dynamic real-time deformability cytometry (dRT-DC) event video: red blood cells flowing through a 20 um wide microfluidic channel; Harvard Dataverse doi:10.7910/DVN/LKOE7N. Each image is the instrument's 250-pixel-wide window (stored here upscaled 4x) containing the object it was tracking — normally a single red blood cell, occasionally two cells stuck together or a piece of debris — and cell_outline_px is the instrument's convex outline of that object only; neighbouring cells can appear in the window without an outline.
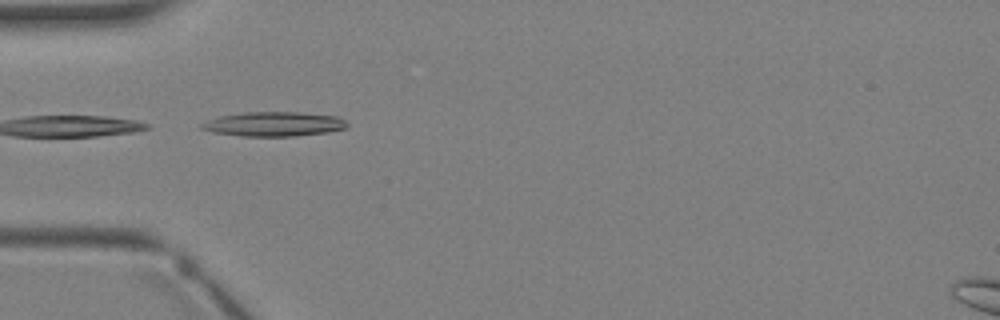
{"species": "Egyptian fruit bat (a non-hibernating species)", "species_latin": "Rousettus aegyptiacus", "temperature_condition": "warm", "stored_images_in_passage": 3, "camera_frame_rate_fps": 3000, "um_per_image_px": 0.085, "animal": {"sex": "female"}, "frame": {"image": 1, "passage_image": 2, "time_ms": 1.333, "image_size_px": [1000, 320], "cell_outline_px": [[348, 124], [344, 128], [328, 132], [296, 136], [240, 136], [212, 132], [200, 128], [200, 124], [208, 120], [220, 116], [244, 112], [300, 112], [336, 116], [344, 120]], "centroid_in_image_um": [23.25, 10.54], "position_along_channel_um": 61.7, "area_um2": 20.69}}
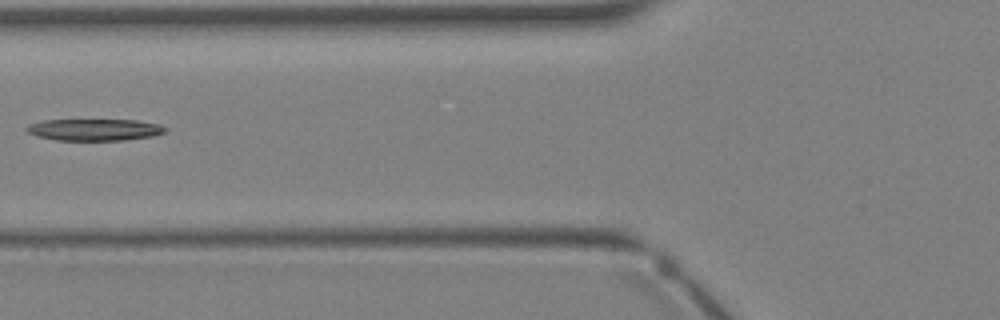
{"frame": {"image": 2, "passage_image": 3, "time_ms": 2.333, "image_size_px": [1000, 320], "cell_outline_px": [[168, 128], [164, 132], [152, 136], [124, 140], [56, 140], [36, 136], [28, 132], [24, 128], [28, 124], [44, 120], [136, 120], [160, 124]], "centroid_in_image_um": [8.01, 11.02], "position_along_channel_um": 117.8, "area_um2": 17.57}}